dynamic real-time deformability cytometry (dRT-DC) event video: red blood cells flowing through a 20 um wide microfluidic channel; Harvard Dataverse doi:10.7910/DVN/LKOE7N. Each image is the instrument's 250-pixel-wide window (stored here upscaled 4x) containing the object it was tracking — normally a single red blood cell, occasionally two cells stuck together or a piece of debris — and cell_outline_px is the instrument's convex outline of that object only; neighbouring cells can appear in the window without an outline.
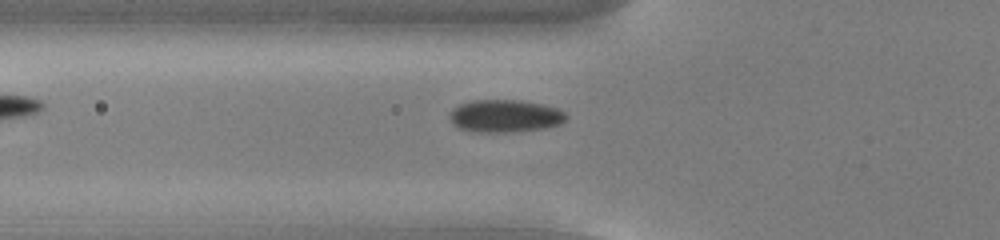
{"species": "common noctule bat (a hibernating species)", "species_latin": "Nyctalus noctula", "temperature_condition": "cold", "stored_images_in_passage": 55, "camera_frame_rate_fps": 3000, "um_per_image_px": 0.085, "animal": {"sex": "male", "body_mass_g": 13.0, "forearm_length_mm": 53.1}, "frame": {"image": 1, "passage_image": 20, "time_ms": 6.333, "image_size_px": [1000, 240], "cell_outline_px": [[568, 116], [560, 124], [544, 128], [512, 132], [480, 132], [456, 128], [452, 124], [448, 116], [452, 108], [460, 104], [472, 100], [520, 100], [544, 104], [556, 108], [564, 112]], "centroid_in_image_um": [42.89, 9.86], "position_along_channel_um": 82.9, "area_um2": 22.31}}
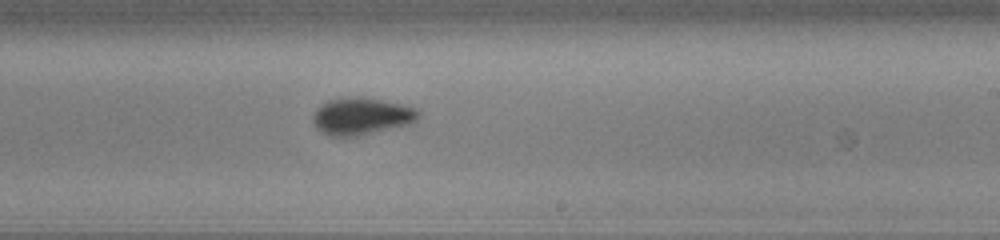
{"frame": {"image": 2, "passage_image": 34, "time_ms": 11.0, "image_size_px": [1000, 240], "cell_outline_px": [[420, 116], [416, 120], [408, 124], [356, 136], [328, 136], [316, 128], [312, 120], [312, 116], [316, 108], [320, 104], [328, 100], [356, 96], [360, 96], [400, 104], [416, 108], [420, 112]], "centroid_in_image_um": [30.68, 9.87], "position_along_channel_um": 258.3, "area_um2": 22.72}}
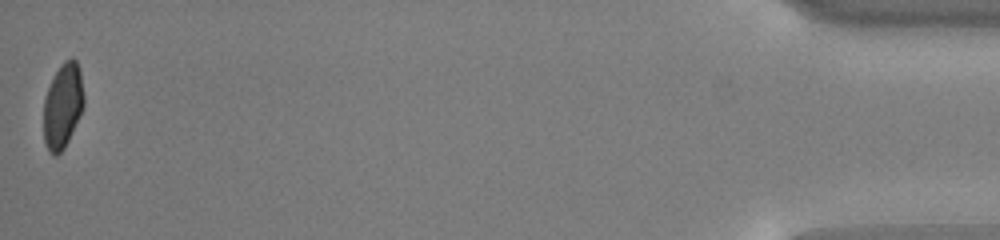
{"frame": {"image": 3, "passage_image": 55, "time_ms": 18.0, "image_size_px": [1000, 240], "cell_outline_px": [[84, 104], [68, 140], [64, 148], [56, 156], [52, 156], [48, 152], [44, 140], [44, 100], [48, 88], [56, 72], [64, 60], [72, 56], [76, 60], [80, 68], [84, 96]], "centroid_in_image_um": [5.33, 8.98], "position_along_channel_um": 429.9, "area_um2": 19.83}, "authors_computed_cell_mechanics": {"area_um2": 21.097, "velocity_mm_per_s": 3.7607, "shape_relaxation_time_tau1_ms": 3.4884, "shape_relaxation_time_tau2_ms": 2.775, "deformation_change_tau1": 0.0869, "deformation_change_tau2": 0.0537}}